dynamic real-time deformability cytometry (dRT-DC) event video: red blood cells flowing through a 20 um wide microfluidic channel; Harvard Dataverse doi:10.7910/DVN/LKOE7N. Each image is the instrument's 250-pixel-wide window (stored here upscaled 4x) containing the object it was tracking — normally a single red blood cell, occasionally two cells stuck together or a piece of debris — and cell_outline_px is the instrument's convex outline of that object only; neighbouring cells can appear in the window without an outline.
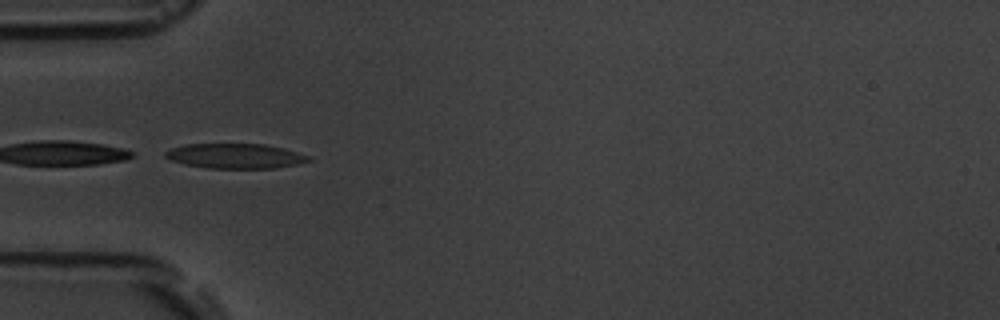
{"species": "common noctule bat (a hibernating species)", "species_latin": "Nyctalus noctula", "temperature_condition": "room temperature", "stored_images_in_passage": 5, "camera_frame_rate_fps": 3000, "um_per_image_px": 0.085, "animal": {"sex": "male", "body_mass_g": 19.5, "forearm_length_mm": 54.6}, "frame": {"image": 1, "passage_image": 4, "time_ms": 3.333, "image_size_px": [1000, 320], "cell_outline_px": [[312, 160], [296, 164], [276, 168], [208, 168], [184, 164], [172, 160], [164, 156], [164, 152], [172, 148], [184, 144], [264, 144], [284, 148], [312, 156]], "centroid_in_image_um": [20.03, 13.26], "position_along_channel_um": 65.0, "area_um2": 20.81}}
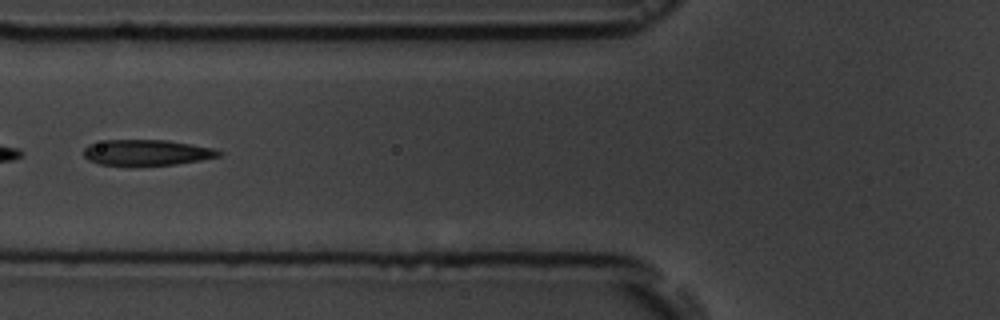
{"frame": {"image": 2, "passage_image": 5, "time_ms": 4.667, "image_size_px": [1000, 320], "cell_outline_px": [[224, 152], [220, 156], [200, 160], [176, 164], [140, 168], [128, 168], [100, 164], [88, 160], [84, 156], [84, 148], [88, 144], [104, 140], [168, 140], [212, 148]], "centroid_in_image_um": [12.42, 13.01], "position_along_channel_um": 113.4, "area_um2": 21.15}}